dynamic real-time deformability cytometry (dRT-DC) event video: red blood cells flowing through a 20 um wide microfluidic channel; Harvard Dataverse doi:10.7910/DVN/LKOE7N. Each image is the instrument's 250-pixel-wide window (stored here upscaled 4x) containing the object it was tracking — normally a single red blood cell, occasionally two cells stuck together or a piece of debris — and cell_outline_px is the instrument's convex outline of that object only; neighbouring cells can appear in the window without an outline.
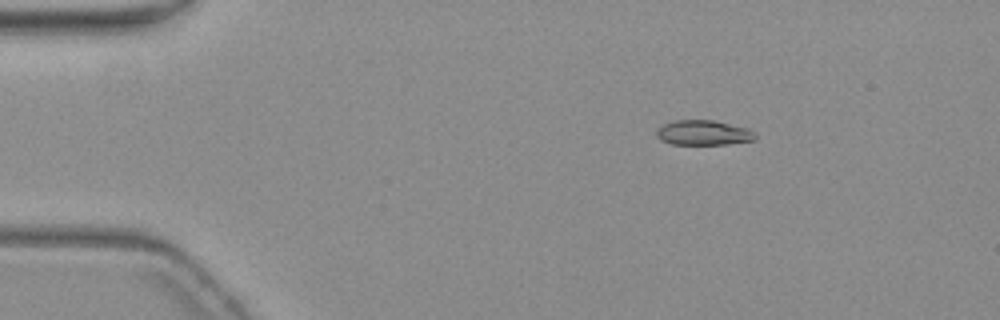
{"species": "common noctule bat (a hibernating species)", "species_latin": "Nyctalus noctula", "temperature_condition": "warm", "stored_images_in_passage": 6, "camera_frame_rate_fps": 3000, "um_per_image_px": 0.085, "animal": {"sex": "female", "body_mass_g": 19.3, "forearm_length_mm": 54.1}, "frame": {"image": 1, "passage_image": 2, "time_ms": 1.333, "image_size_px": [1000, 320], "cell_outline_px": [[756, 140], [724, 144], [672, 144], [660, 140], [656, 136], [656, 128], [664, 124], [676, 120], [712, 120], [748, 128], [756, 132]], "centroid_in_image_um": [59.79, 11.28], "position_along_channel_um": 25.2, "area_um2": 14.39}}
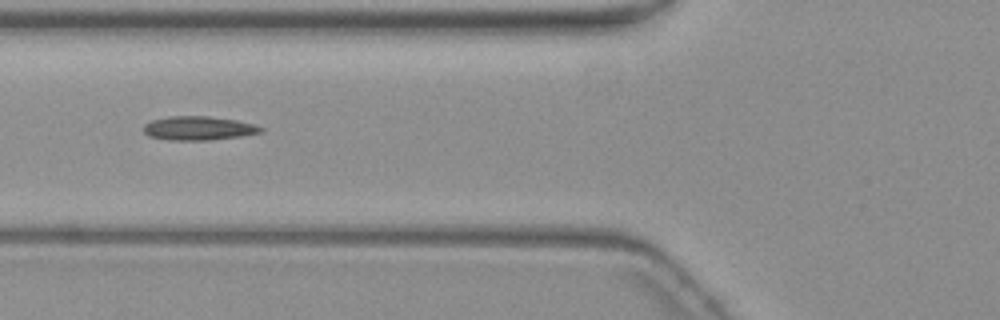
{"frame": {"image": 2, "passage_image": 5, "time_ms": 5.667, "image_size_px": [1000, 320], "cell_outline_px": [[264, 132], [240, 136], [208, 140], [168, 140], [148, 136], [144, 132], [144, 124], [152, 120], [168, 116], [208, 116], [236, 120], [252, 124], [264, 128]], "centroid_in_image_um": [16.85, 10.9], "position_along_channel_um": 108.9, "area_um2": 16.3}}
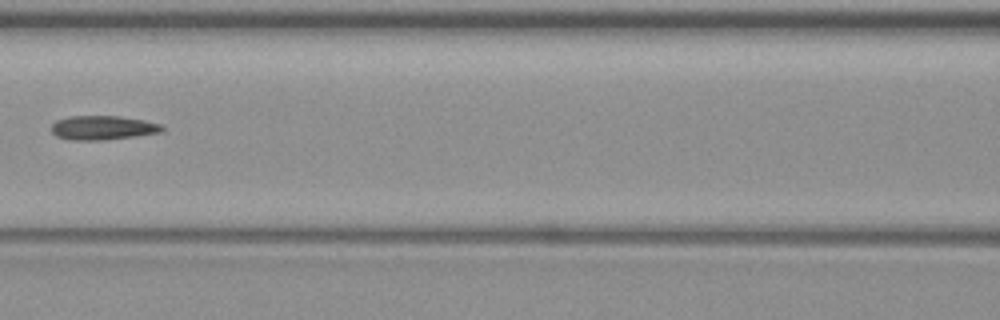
{"frame": {"image": 3, "passage_image": 6, "time_ms": 7.0, "image_size_px": [1000, 320], "cell_outline_px": [[164, 128], [160, 132], [136, 136], [104, 140], [68, 140], [56, 136], [52, 132], [52, 124], [56, 120], [72, 116], [120, 116], [144, 120], [160, 124]], "centroid_in_image_um": [8.71, 10.86], "position_along_channel_um": 157.9, "area_um2": 15.55}}